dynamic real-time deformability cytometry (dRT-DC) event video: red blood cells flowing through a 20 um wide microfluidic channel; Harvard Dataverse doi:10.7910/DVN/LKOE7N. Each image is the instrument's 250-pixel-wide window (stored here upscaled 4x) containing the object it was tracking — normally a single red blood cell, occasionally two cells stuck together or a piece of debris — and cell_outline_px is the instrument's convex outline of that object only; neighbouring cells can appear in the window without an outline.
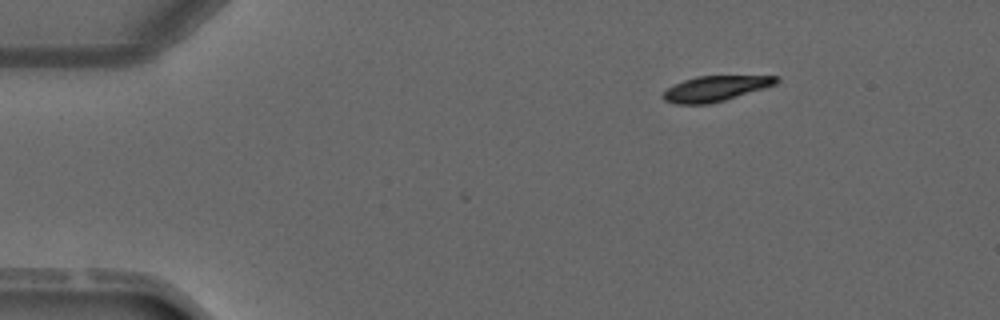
{"species": "common noctule bat (a hibernating species)", "species_latin": "Nyctalus noctula", "temperature_condition": "warm", "stored_images_in_passage": 4, "segment_of_instrument_passage": [1, 2], "camera_frame_rate_fps": 3000, "um_per_image_px": 0.085, "animal": {"sex": "male", "forearm_length_mm": 52.5}, "frame": {"image": 1, "passage_image": 1, "time_ms": 0.0, "image_size_px": [1000, 320], "cell_outline_px": [[780, 80], [776, 84], [764, 88], [724, 100], [708, 104], [676, 104], [664, 100], [660, 96], [668, 88], [684, 80], [696, 76], [776, 76]], "centroid_in_image_um": [60.79, 7.53], "position_along_channel_um": 24.2, "area_um2": 16.53}}
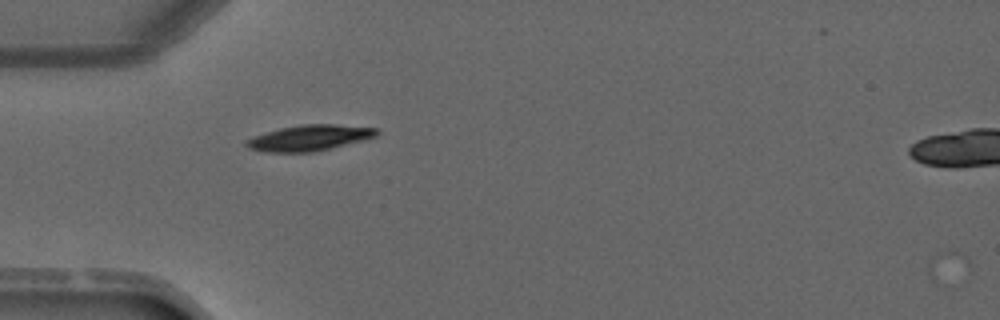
{"frame": {"image": 2, "passage_image": 3, "time_ms": 2.333, "image_size_px": [1000, 320], "cell_outline_px": [[380, 132], [376, 136], [364, 140], [332, 148], [312, 152], [264, 152], [248, 148], [244, 144], [244, 140], [252, 136], [280, 128], [300, 124], [336, 124], [380, 128]], "centroid_in_image_um": [26.3, 11.71], "position_along_channel_um": 58.7, "area_um2": 19.88}}